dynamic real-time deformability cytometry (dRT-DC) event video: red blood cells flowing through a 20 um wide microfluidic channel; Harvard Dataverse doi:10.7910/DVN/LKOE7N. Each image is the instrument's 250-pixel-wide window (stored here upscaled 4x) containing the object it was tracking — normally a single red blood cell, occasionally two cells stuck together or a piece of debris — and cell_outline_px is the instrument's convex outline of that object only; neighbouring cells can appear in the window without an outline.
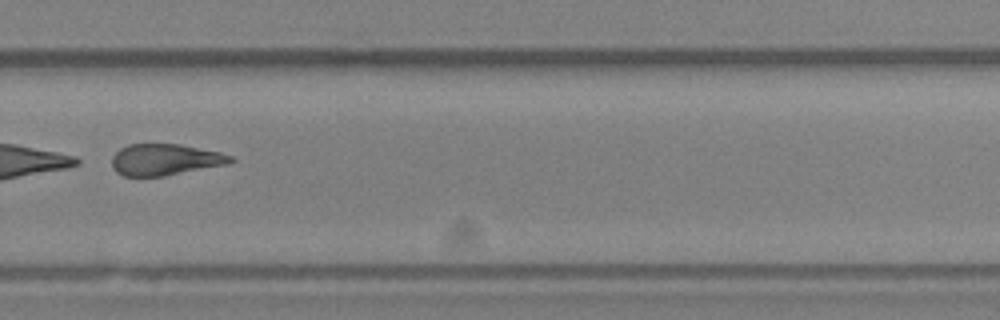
{"species": "Egyptian fruit bat (a non-hibernating species)", "species_latin": "Rousettus aegyptiacus", "temperature_condition": "room temperature", "stored_images_in_passage": 48, "camera_frame_rate_fps": 3000, "um_per_image_px": 0.085, "animal": {"sex": "female"}, "frame": {"image": 1, "passage_image": 34, "time_ms": 11.0, "image_size_px": [1000, 320], "cell_outline_px": [[236, 160], [228, 164], [164, 176], [124, 176], [116, 172], [112, 168], [112, 156], [120, 148], [128, 144], [180, 144], [220, 152], [232, 156]], "centroid_in_image_um": [14.03, 13.57], "position_along_channel_um": 315.8, "area_um2": 21.79}}